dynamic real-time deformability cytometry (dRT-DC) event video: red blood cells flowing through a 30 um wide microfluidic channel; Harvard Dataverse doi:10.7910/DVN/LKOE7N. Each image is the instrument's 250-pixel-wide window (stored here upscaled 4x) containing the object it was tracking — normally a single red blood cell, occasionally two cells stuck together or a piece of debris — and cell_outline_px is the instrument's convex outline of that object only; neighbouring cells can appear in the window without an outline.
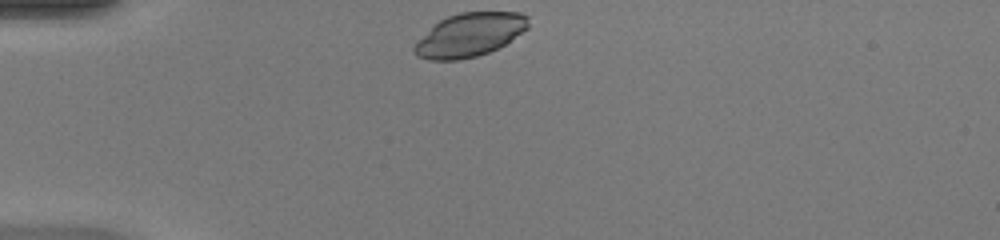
{"species": "common noctule bat (a hibernating species)", "species_latin": "Nyctalus noctula", "temperature_condition": "warm", "stored_images_in_passage": 37, "camera_frame_rate_fps": 3000, "um_per_image_px": 0.085, "animal": {"sex": "female", "body_mass_g": 20.0, "forearm_length_mm": 54.0}, "frame": {"image": 1, "passage_image": 1, "time_ms": 0.0, "image_size_px": [1000, 240], "cell_outline_px": [[528, 28], [504, 44], [488, 52], [476, 56], [456, 60], [428, 60], [416, 56], [412, 48], [440, 20], [448, 16], [460, 12], [520, 12], [528, 16]], "centroid_in_image_um": [39.94, 2.96], "position_along_channel_um": 45.1, "area_um2": 28.38}}